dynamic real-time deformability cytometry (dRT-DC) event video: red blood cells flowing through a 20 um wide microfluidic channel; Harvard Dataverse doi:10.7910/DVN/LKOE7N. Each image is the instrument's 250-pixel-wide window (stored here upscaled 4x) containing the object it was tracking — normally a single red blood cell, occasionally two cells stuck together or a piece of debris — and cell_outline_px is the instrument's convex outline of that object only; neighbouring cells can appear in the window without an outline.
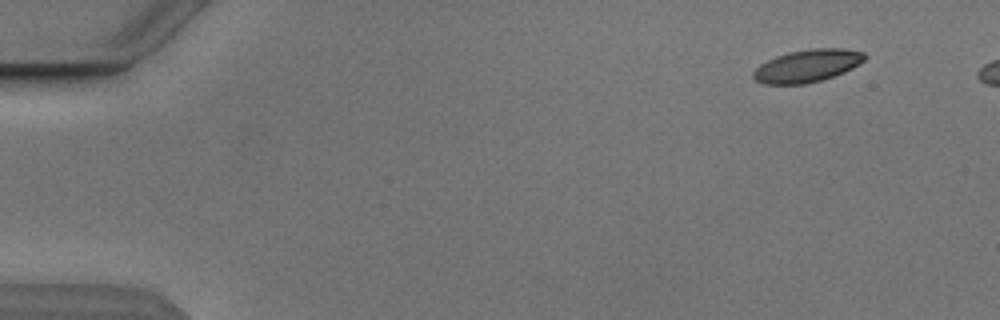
{"species": "Egyptian fruit bat (a non-hibernating species)", "species_latin": "Rousettus aegyptiacus", "temperature_condition": "cold", "stored_images_in_passage": 47, "camera_frame_rate_fps": 3000, "um_per_image_px": 0.085, "animal": {"sex": "male"}, "frame": {"image": 1, "passage_image": 1, "time_ms": 0.0, "image_size_px": [1000, 320], "cell_outline_px": [[868, 56], [864, 60], [852, 68], [844, 72], [820, 80], [804, 84], [764, 84], [756, 80], [752, 76], [752, 72], [760, 64], [776, 56], [788, 52], [812, 48], [844, 48], [864, 52]], "centroid_in_image_um": [68.62, 5.58], "position_along_channel_um": 16.4, "area_um2": 21.1}}
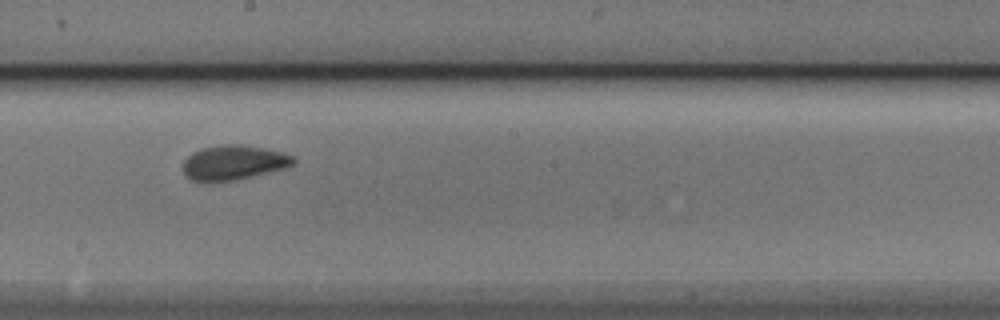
{"frame": {"image": 2, "passage_image": 27, "time_ms": 8.667, "image_size_px": [1000, 320], "cell_outline_px": [[296, 160], [292, 164], [284, 168], [236, 180], [208, 184], [192, 180], [184, 176], [184, 160], [192, 152], [200, 148], [220, 144], [240, 144], [264, 148], [280, 152], [292, 156]], "centroid_in_image_um": [19.78, 13.84], "position_along_channel_um": 228.4, "area_um2": 22.6}}
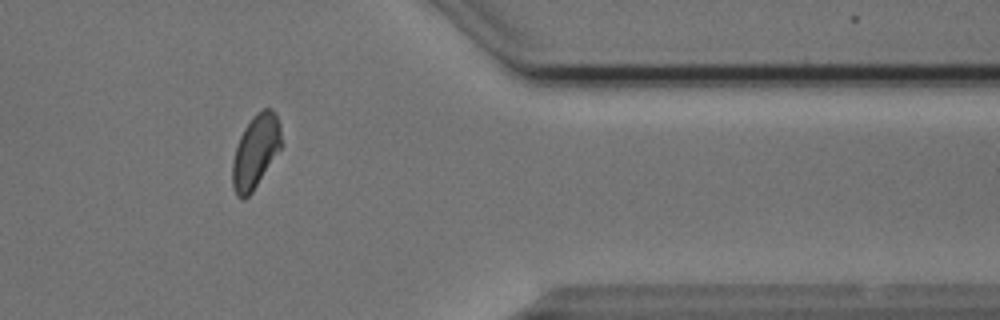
{"frame": {"image": 3, "passage_image": 41, "time_ms": 13.333, "image_size_px": [1000, 320], "cell_outline_px": [[280, 148], [252, 192], [244, 200], [240, 200], [236, 196], [232, 184], [232, 160], [240, 136], [244, 128], [252, 116], [264, 108], [272, 108], [276, 112], [280, 124]], "centroid_in_image_um": [21.69, 12.87], "position_along_channel_um": 389.7, "area_um2": 20.75}, "authors_computed_cell_mechanics": {"area_um2": 21.675, "velocity_mm_per_s": 3.8219, "shape_relaxation_time_tau1_ms": 3.6458, "shape_relaxation_time_tau2_ms": 1.3717, "deformation_change_tau1": 0.113, "deformation_change_tau2": 0.0741}}